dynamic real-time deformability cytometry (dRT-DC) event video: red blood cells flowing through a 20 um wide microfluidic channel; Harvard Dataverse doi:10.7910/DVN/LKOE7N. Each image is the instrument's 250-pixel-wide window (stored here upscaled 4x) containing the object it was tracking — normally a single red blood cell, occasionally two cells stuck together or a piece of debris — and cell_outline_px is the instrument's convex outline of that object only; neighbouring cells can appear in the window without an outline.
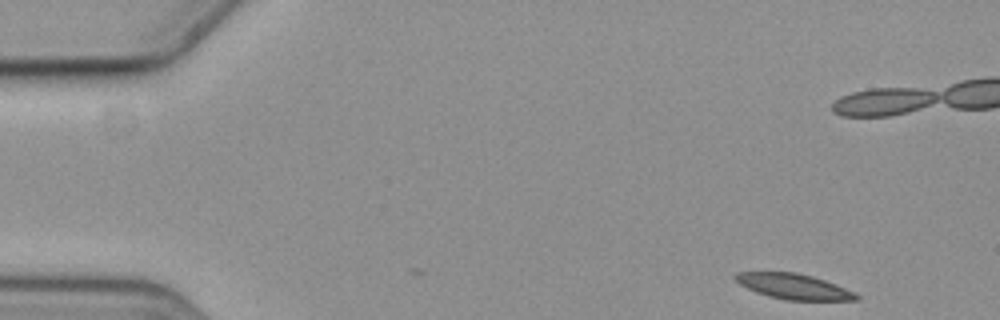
{"species": "common noctule bat (a hibernating species)", "species_latin": "Nyctalus noctula", "temperature_condition": "cold", "stored_images_in_passage": 2, "camera_frame_rate_fps": 3000, "um_per_image_px": 0.085, "animal": {"sex": "female", "body_mass_g": 19.3, "forearm_length_mm": 54.1}, "frame": {"image": 1, "passage_image": 2, "time_ms": 0.333, "image_size_px": [1000, 320], "cell_outline_px": [[860, 300], [784, 300], [768, 296], [756, 292], [740, 284], [732, 276], [736, 272], [796, 272], [812, 276], [836, 284], [860, 296]], "centroid_in_image_um": [67.44, 24.35], "position_along_channel_um": 17.6, "area_um2": 17.8}}